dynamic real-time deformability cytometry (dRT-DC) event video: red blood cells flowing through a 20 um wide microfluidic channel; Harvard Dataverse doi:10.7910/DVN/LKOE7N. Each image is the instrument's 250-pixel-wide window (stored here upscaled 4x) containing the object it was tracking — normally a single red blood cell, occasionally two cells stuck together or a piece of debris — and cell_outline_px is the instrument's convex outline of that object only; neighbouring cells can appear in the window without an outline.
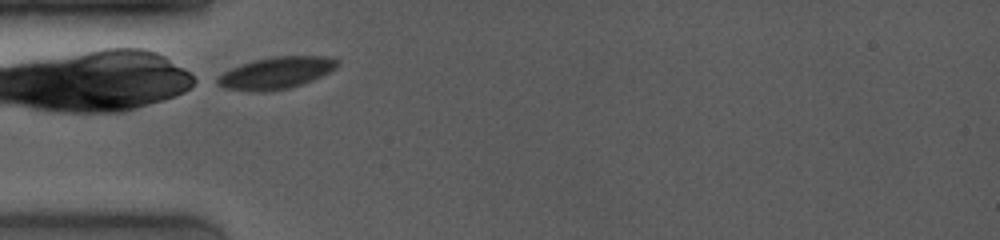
{"species": "common noctule bat (a hibernating species)", "species_latin": "Nyctalus noctula", "temperature_condition": "room temperature", "stored_images_in_passage": 5, "camera_frame_rate_fps": 4000, "um_per_image_px": 0.085, "animal": {"sex": "female", "body_mass_g": 19.0, "forearm_length_mm": 53.3}, "frame": {"image": 1, "passage_image": 1, "time_ms": 0.0, "image_size_px": [1000, 240], "cell_outline_px": [[340, 64], [336, 68], [304, 84], [288, 88], [264, 92], [252, 92], [224, 88], [216, 84], [212, 80], [224, 72], [232, 68], [256, 60], [272, 56], [324, 56], [340, 60]], "centroid_in_image_um": [23.45, 6.21], "position_along_channel_um": 61.6, "area_um2": 22.37}}